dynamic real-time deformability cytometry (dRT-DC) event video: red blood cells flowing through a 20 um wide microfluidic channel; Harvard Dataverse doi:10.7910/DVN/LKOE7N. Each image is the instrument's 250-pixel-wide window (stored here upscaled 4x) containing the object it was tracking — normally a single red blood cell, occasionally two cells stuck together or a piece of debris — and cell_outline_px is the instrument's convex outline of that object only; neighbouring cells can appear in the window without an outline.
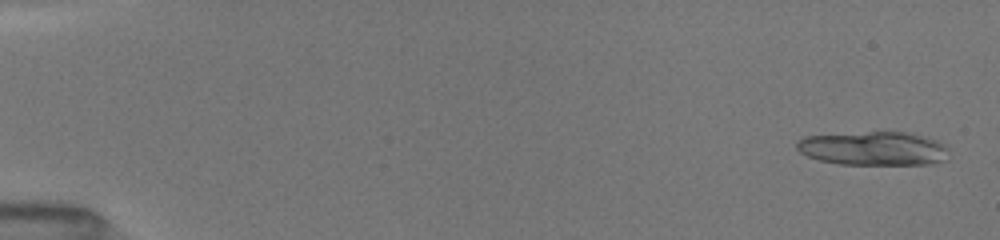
{"species": "common noctule bat (a hibernating species)", "species_latin": "Nyctalus noctula", "temperature_condition": "room temperature", "stored_images_in_passage": 12, "camera_frame_rate_fps": 3000, "um_per_image_px": 0.085, "animal": {"sex": "female", "body_mass_g": 19.5, "forearm_length_mm": 54.1}, "frame": {"image": 1, "passage_image": 1, "time_ms": 0.0, "image_size_px": [1000, 240], "cell_outline_px": [[948, 160], [932, 164], [840, 164], [820, 160], [808, 156], [800, 152], [796, 148], [796, 140], [804, 136], [872, 132], [904, 132], [936, 140], [944, 144]], "centroid_in_image_um": [74.22, 12.63], "position_along_channel_um": 10.8, "area_um2": 29.71}}